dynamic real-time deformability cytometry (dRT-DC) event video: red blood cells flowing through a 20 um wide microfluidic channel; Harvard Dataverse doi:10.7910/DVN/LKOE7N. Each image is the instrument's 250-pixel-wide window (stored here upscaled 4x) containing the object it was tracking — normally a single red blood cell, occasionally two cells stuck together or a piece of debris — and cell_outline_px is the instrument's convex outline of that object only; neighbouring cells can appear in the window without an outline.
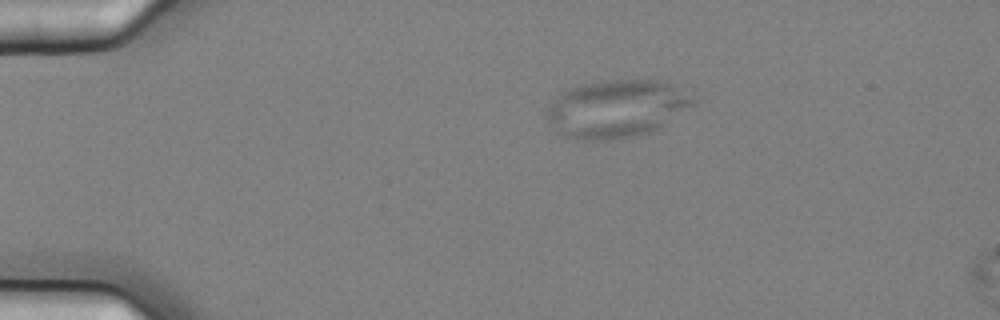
{"species": "common noctule bat (a hibernating species)", "species_latin": "Nyctalus noctula", "temperature_condition": "cold", "stored_images_in_passage": 3, "camera_frame_rate_fps": 3000, "um_per_image_px": 0.085, "animal": {"sex": "female", "body_mass_g": 25.1}, "frame": {"image": 1, "passage_image": 1, "time_ms": 0.0, "image_size_px": [1000, 320], "cell_outline_px": [[692, 104], [652, 132], [632, 136], [604, 140], [584, 140], [568, 136], [556, 132], [548, 120], [548, 108], [552, 100], [560, 92], [584, 84], [604, 80], [668, 80], [692, 100]], "centroid_in_image_um": [52.34, 9.23], "position_along_channel_um": 32.7, "area_um2": 48.21}}